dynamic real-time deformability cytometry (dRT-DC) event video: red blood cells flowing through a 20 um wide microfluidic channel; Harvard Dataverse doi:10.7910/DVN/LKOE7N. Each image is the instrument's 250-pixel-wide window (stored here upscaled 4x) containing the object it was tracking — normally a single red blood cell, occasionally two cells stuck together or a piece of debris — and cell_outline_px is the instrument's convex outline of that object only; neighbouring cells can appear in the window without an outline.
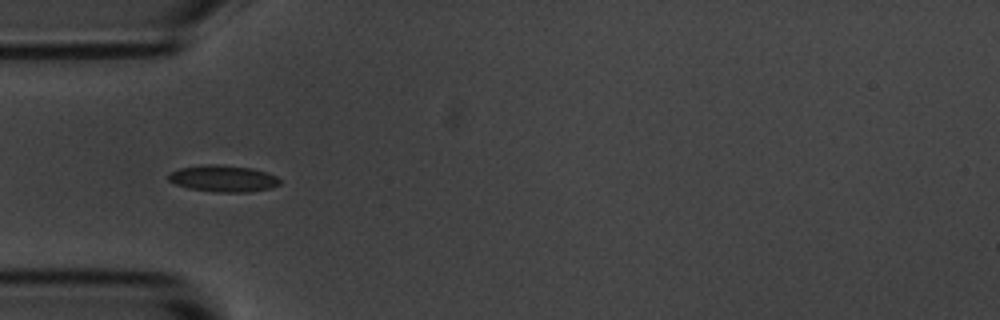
{"species": "common noctule bat (a hibernating species)", "species_latin": "Nyctalus noctula", "temperature_condition": "room temperature", "stored_images_in_passage": 5, "camera_frame_rate_fps": 3000, "um_per_image_px": 0.085, "animal": {"sex": "male", "body_mass_g": 20.1, "forearm_length_mm": 53.5}, "frame": {"image": 1, "passage_image": 5, "time_ms": 4.333, "image_size_px": [1000, 320], "cell_outline_px": [[280, 184], [272, 188], [248, 192], [216, 192], [188, 188], [176, 184], [168, 180], [168, 172], [180, 168], [208, 164], [216, 164], [252, 168], [268, 172], [276, 176], [280, 180]], "centroid_in_image_um": [18.98, 15.17], "position_along_channel_um": 66.0, "area_um2": 17.34}}